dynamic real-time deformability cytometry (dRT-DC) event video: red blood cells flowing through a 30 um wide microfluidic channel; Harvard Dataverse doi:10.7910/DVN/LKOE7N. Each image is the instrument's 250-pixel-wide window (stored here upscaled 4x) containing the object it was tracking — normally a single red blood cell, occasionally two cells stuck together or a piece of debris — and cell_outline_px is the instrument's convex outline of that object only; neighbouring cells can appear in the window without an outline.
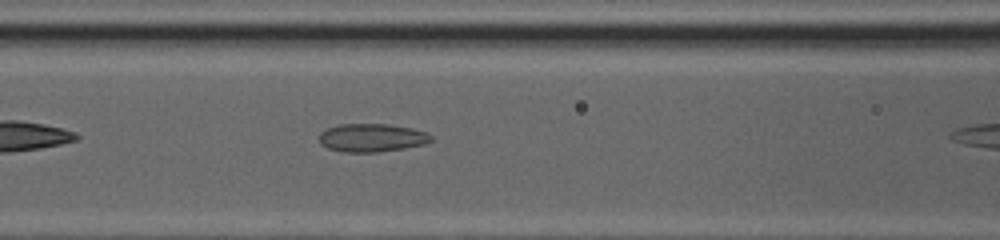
{"species": "common noctule bat (a hibernating species)", "species_latin": "Nyctalus noctula", "temperature_condition": "cold", "stored_images_in_passage": 6, "camera_frame_rate_fps": 3000, "um_per_image_px": 0.085, "animal": {"sex": "female", "body_mass_g": 20.0, "forearm_length_mm": 54.0}, "frame": {"image": 1, "passage_image": 5, "time_ms": 1.333, "image_size_px": [1000, 240], "cell_outline_px": [[432, 140], [424, 144], [404, 148], [376, 152], [344, 152], [328, 148], [320, 144], [320, 132], [328, 128], [340, 124], [388, 124], [412, 128], [428, 132], [432, 136]], "centroid_in_image_um": [31.62, 11.7], "position_along_channel_um": 135.0, "area_um2": 18.38}}